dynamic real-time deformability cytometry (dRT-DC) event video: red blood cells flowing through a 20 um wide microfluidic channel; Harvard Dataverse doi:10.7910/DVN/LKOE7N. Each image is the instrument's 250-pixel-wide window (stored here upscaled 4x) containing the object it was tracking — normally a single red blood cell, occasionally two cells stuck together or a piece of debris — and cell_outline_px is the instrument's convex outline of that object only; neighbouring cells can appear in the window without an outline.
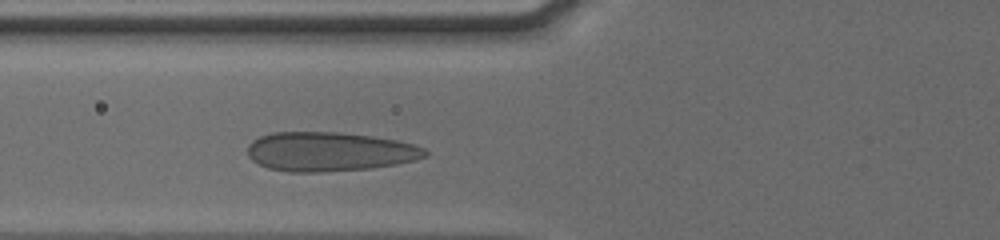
{"species": "human", "species_latin": "Homo sapiens", "temperature_condition": "cold", "stored_images_in_passage": 30, "camera_frame_rate_fps": 3000, "um_per_image_px": 0.085, "donor": {"sex": "male"}, "frame": {"image": 1, "passage_image": 12, "time_ms": 2.667, "image_size_px": [1000, 240], "cell_outline_px": [[428, 156], [396, 164], [372, 168], [320, 172], [288, 172], [268, 168], [252, 160], [248, 156], [248, 144], [252, 140], [260, 136], [272, 132], [340, 132], [372, 136], [396, 140], [412, 144], [424, 148], [428, 152]], "centroid_in_image_um": [27.98, 12.89], "position_along_channel_um": 97.8, "area_um2": 40.63}}
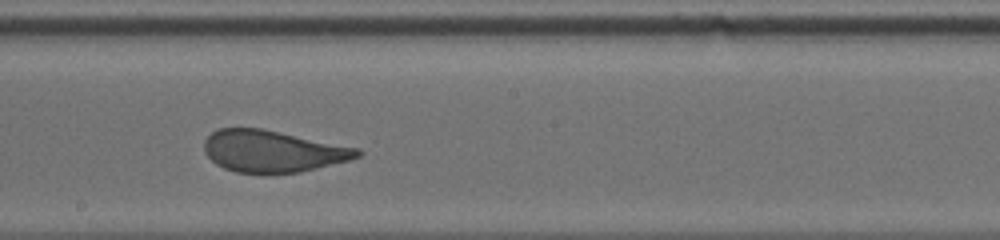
{"frame": {"image": 2, "passage_image": 21, "time_ms": 6.0, "image_size_px": [1000, 240], "cell_outline_px": [[364, 152], [360, 156], [348, 160], [300, 172], [264, 176], [236, 172], [224, 168], [216, 164], [204, 152], [204, 140], [212, 132], [220, 128], [260, 128], [360, 148]], "centroid_in_image_um": [23.17, 12.88], "position_along_channel_um": 225.0, "area_um2": 37.8}}
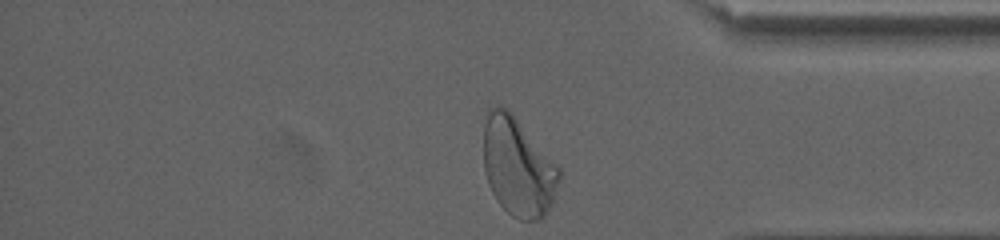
{"frame": {"image": 3, "passage_image": 30, "time_ms": 10.667, "image_size_px": [1000, 240], "cell_outline_px": [[564, 172], [552, 204], [536, 220], [520, 220], [512, 216], [496, 200], [488, 184], [484, 172], [484, 124], [488, 108], [508, 108]], "centroid_in_image_um": [44.04, 14.18], "position_along_channel_um": 391.2, "area_um2": 43.52}, "authors_computed_cell_mechanics": {"area_um2": 39.7086, "velocity_mm_per_s": 3.8061, "shape_relaxation_time_tau1_ms": 6.9413, "shape_relaxation_time_tau2_ms": null, "deformation_change_tau1": 0.176, "deformation_change_tau2": null}}